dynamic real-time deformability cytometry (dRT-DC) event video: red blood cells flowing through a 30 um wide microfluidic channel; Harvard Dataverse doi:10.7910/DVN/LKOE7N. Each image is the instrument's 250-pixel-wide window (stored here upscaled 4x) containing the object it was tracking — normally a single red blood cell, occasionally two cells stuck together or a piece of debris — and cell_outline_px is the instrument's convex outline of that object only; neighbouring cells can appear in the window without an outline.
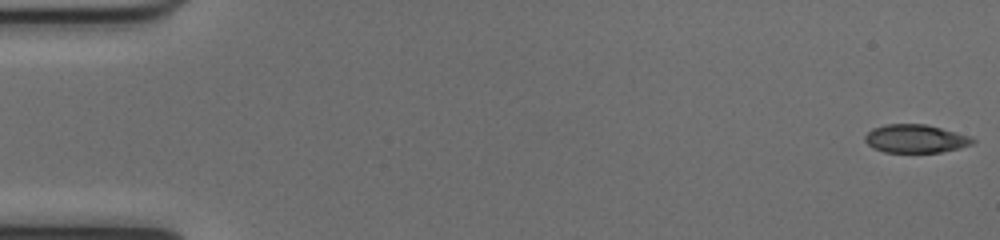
{"species": "common noctule bat (a hibernating species)", "species_latin": "Nyctalus noctula", "temperature_condition": "cold", "stored_images_in_passage": 52, "camera_frame_rate_fps": 3000, "um_per_image_px": 0.085, "animal": {"sex": "female", "body_mass_g": 17.0, "forearm_length_mm": 48.0}, "frame": {"image": 1, "passage_image": 1, "time_ms": 0.0, "image_size_px": [1000, 240], "cell_outline_px": [[976, 140], [972, 144], [960, 148], [940, 152], [884, 152], [872, 148], [864, 140], [864, 136], [872, 128], [884, 124], [924, 124], [972, 136]], "centroid_in_image_um": [77.81, 11.79], "position_along_channel_um": 7.2, "area_um2": 17.8}}
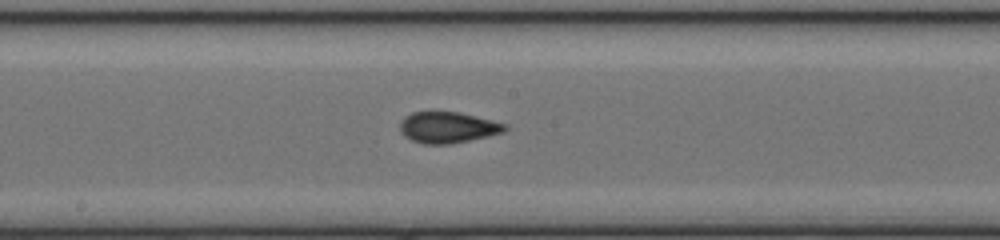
{"frame": {"image": 2, "passage_image": 28, "time_ms": 9.0, "image_size_px": [1000, 240], "cell_outline_px": [[508, 128], [504, 132], [488, 136], [448, 144], [424, 144], [412, 140], [404, 136], [400, 132], [400, 120], [404, 116], [412, 112], [432, 108], [460, 112], [508, 124]], "centroid_in_image_um": [38.01, 10.77], "position_along_channel_um": 210.2, "area_um2": 19.77}}
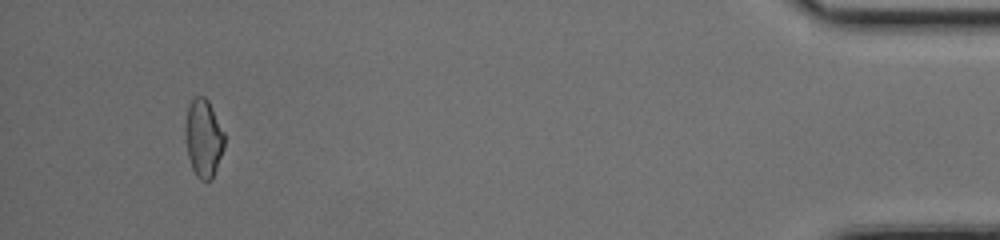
{"frame": {"image": 3, "passage_image": 49, "time_ms": 16.0, "image_size_px": [1000, 240], "cell_outline_px": [[224, 148], [212, 180], [200, 180], [196, 176], [192, 168], [188, 156], [184, 140], [184, 124], [188, 104], [196, 96], [204, 96], [208, 100], [224, 132]], "centroid_in_image_um": [17.27, 11.74], "position_along_channel_um": 417.9, "area_um2": 18.03}, "authors_computed_cell_mechanics": {"area_um2": 18.2937, "velocity_mm_per_s": 4.0274, "shape_relaxation_time_tau1_ms": null, "shape_relaxation_time_tau2_ms": 1.2664, "deformation_change_tau1": null, "deformation_change_tau2": 0.0592}}